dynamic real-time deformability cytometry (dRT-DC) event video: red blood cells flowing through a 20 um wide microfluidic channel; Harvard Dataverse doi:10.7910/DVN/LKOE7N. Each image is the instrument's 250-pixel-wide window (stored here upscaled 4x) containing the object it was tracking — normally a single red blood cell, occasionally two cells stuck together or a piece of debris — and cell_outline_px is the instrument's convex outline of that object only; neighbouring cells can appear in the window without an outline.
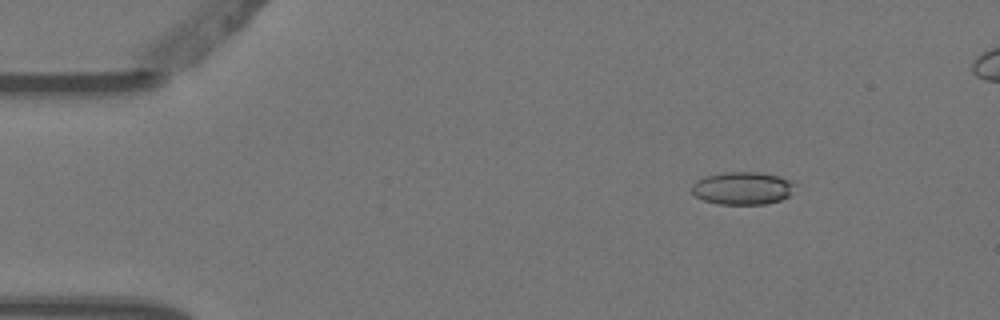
{"species": "Egyptian fruit bat (a non-hibernating species)", "species_latin": "Rousettus aegyptiacus", "temperature_condition": "warm", "stored_images_in_passage": 7, "camera_frame_rate_fps": 3000, "um_per_image_px": 0.085, "animal": {"sex": "female"}, "frame": {"image": 1, "passage_image": 2, "time_ms": 0.333, "image_size_px": [1000, 320], "cell_outline_px": [[792, 184], [788, 196], [780, 200], [764, 204], [720, 204], [704, 200], [696, 196], [692, 192], [692, 184], [696, 180], [704, 176], [724, 172], [756, 172], [780, 176], [788, 180]], "centroid_in_image_um": [63.04, 15.99], "position_along_channel_um": 22.0, "area_um2": 19.36}}
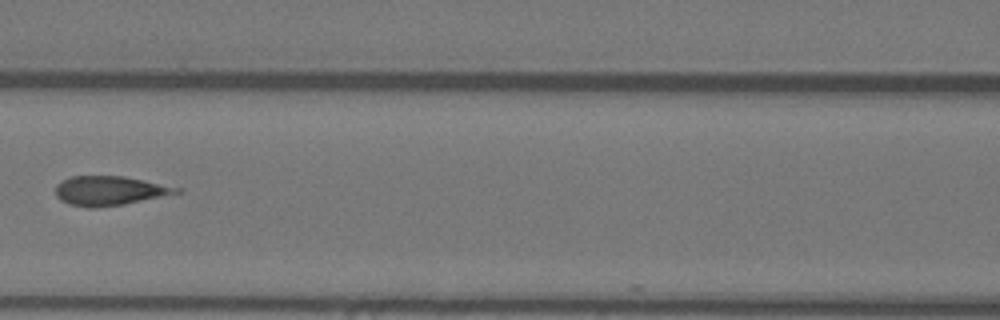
{"frame": {"image": 2, "passage_image": 6, "time_ms": 1.667, "image_size_px": [1000, 320], "cell_outline_px": [[184, 192], [124, 204], [92, 208], [68, 204], [60, 200], [56, 196], [56, 184], [72, 176], [124, 176], [144, 180], [180, 188]], "centroid_in_image_um": [9.32, 16.21], "position_along_channel_um": 157.3, "area_um2": 20.58}}
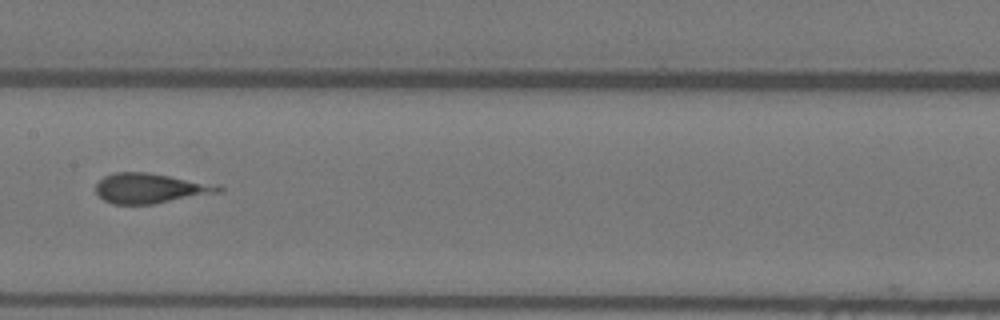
{"frame": {"image": 3, "passage_image": 7, "time_ms": 2.0, "image_size_px": [1000, 320], "cell_outline_px": [[224, 188], [220, 192], [152, 204], [112, 204], [104, 200], [96, 192], [96, 184], [104, 176], [112, 172], [148, 172], [220, 184]], "centroid_in_image_um": [12.79, 15.99], "position_along_channel_um": 194.6, "area_um2": 21.56}}